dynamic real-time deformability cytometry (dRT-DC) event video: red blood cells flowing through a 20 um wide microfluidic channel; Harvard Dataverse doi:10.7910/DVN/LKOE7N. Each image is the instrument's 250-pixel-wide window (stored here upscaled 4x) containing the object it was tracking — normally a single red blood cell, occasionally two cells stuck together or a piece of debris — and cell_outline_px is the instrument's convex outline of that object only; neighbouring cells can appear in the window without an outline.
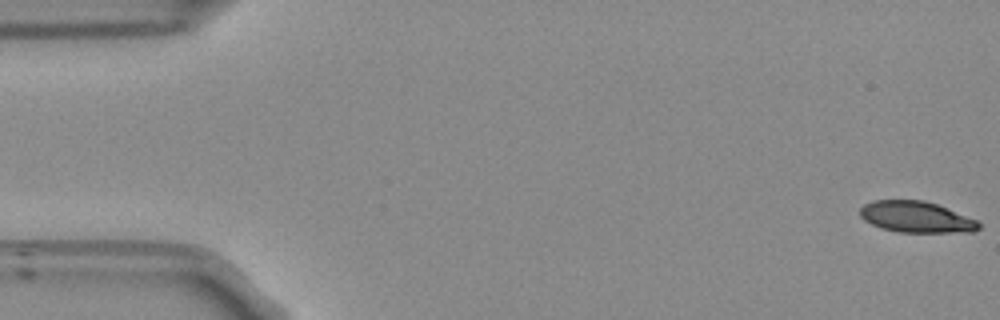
{"species": "Egyptian fruit bat (a non-hibernating species)", "species_latin": "Rousettus aegyptiacus", "temperature_condition": "room temperature", "stored_images_in_passage": 53, "camera_frame_rate_fps": 3000, "um_per_image_px": 0.085, "frame": {"image": 1, "passage_image": 1, "time_ms": 0.0, "image_size_px": [1000, 320], "cell_outline_px": [[980, 228], [972, 232], [896, 232], [880, 228], [864, 220], [860, 216], [860, 208], [864, 204], [872, 200], [924, 200], [936, 204], [976, 220], [980, 224]], "centroid_in_image_um": [77.83, 18.45], "position_along_channel_um": 7.2, "area_um2": 21.5}}
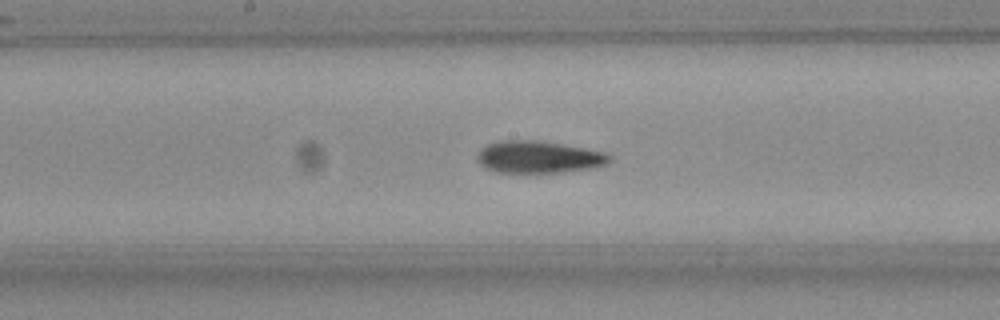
{"frame": {"image": 2, "passage_image": 27, "time_ms": 8.667, "image_size_px": [1000, 320], "cell_outline_px": [[612, 160], [608, 164], [596, 168], [560, 172], [496, 172], [484, 168], [476, 160], [476, 156], [480, 148], [488, 144], [500, 140], [536, 140], [560, 144], [604, 152], [612, 156]], "centroid_in_image_um": [45.77, 13.35], "position_along_channel_um": 202.4, "area_um2": 24.91}}
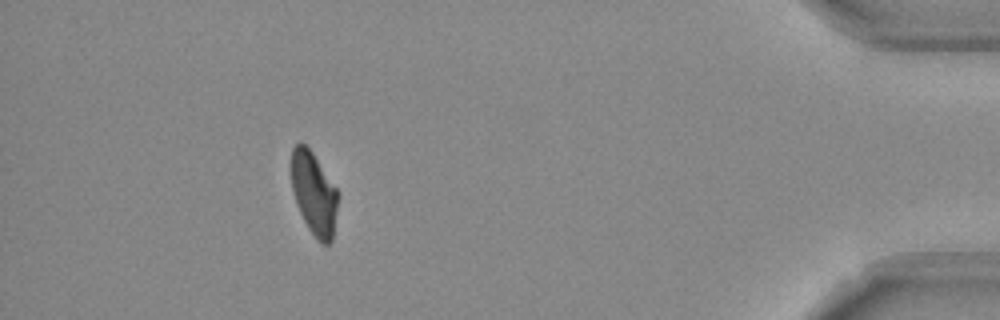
{"frame": {"image": 3, "passage_image": 48, "time_ms": 15.667, "image_size_px": [1000, 320], "cell_outline_px": [[340, 196], [332, 240], [328, 244], [320, 244], [316, 240], [308, 228], [296, 204], [292, 188], [292, 148], [300, 140], [312, 152], [340, 192]], "centroid_in_image_um": [26.72, 16.47], "position_along_channel_um": 408.5, "area_um2": 22.83}, "authors_computed_cell_mechanics": {"area_um2": 23.7558, "velocity_mm_per_s": 3.8097, "shape_relaxation_time_tau1_ms": 7.9459, "shape_relaxation_time_tau2_ms": 2.3167, "deformation_change_tau1": 0.2038, "deformation_change_tau2": 0.0796}}